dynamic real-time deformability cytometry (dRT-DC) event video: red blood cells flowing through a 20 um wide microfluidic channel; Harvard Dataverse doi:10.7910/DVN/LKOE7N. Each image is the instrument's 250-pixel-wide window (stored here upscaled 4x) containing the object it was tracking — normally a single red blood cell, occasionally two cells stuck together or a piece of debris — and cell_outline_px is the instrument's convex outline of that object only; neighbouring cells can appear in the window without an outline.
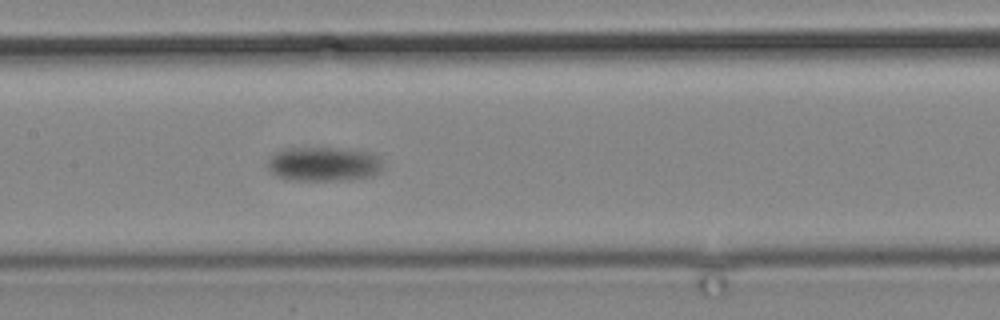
{"species": "common noctule bat (a hibernating species)", "species_latin": "Nyctalus noctula", "temperature_condition": "cold", "stored_images_in_passage": 15, "camera_frame_rate_fps": 3000, "um_per_image_px": 0.085, "animal": {"sex": "male", "body_mass_g": 19.2, "forearm_length_mm": 51.8}, "frame": {"image": 1, "passage_image": 15, "time_ms": 17.0, "image_size_px": [1000, 320], "cell_outline_px": [[380, 172], [368, 176], [348, 180], [296, 180], [276, 176], [268, 172], [268, 156], [276, 152], [288, 148], [340, 148], [372, 152], [380, 156]], "centroid_in_image_um": [27.48, 13.93], "position_along_channel_um": 179.9, "area_um2": 23.12}}